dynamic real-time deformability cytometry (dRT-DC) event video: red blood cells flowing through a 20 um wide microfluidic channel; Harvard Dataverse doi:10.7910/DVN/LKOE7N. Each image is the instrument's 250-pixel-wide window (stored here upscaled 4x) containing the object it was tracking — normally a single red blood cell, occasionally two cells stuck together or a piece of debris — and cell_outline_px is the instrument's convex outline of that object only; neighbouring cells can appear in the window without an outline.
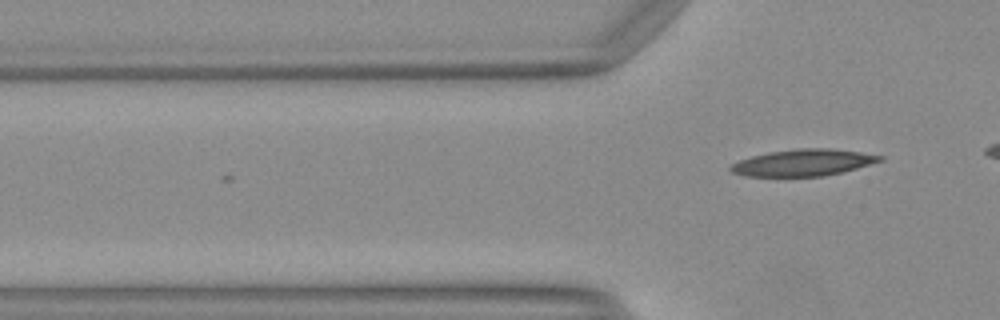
{"species": "Egyptian fruit bat (a non-hibernating species)", "species_latin": "Rousettus aegyptiacus", "temperature_condition": "warm", "stored_images_in_passage": 3, "camera_frame_rate_fps": 3000, "um_per_image_px": 0.085, "animal": {"sex": "female"}, "frame": {"image": 1, "passage_image": 3, "time_ms": 0.667, "image_size_px": [1000, 320], "cell_outline_px": [[884, 160], [856, 168], [824, 176], [744, 176], [732, 172], [728, 168], [732, 164], [740, 160], [752, 156], [768, 152], [796, 148], [832, 148], [860, 152], [884, 156]], "centroid_in_image_um": [68.27, 13.81], "position_along_channel_um": 57.5, "area_um2": 23.12}}